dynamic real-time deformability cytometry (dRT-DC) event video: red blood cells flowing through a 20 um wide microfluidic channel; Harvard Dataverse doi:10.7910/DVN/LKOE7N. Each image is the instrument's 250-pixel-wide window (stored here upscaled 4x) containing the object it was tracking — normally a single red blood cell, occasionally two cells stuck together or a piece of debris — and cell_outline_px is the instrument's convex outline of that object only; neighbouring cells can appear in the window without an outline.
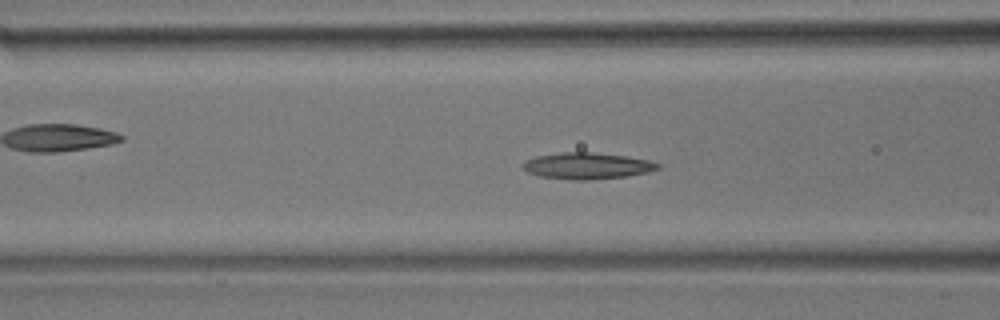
{"species": "common noctule bat (a hibernating species)", "species_latin": "Nyctalus noctula", "temperature_condition": "room temperature", "stored_images_in_passage": 24, "camera_frame_rate_fps": 3000, "um_per_image_px": 0.085, "animal": {"sex": "male", "body_mass_g": 17.9}, "frame": {"image": 1, "passage_image": 17, "time_ms": 5.333, "image_size_px": [1000, 320], "cell_outline_px": [[660, 168], [648, 172], [628, 176], [584, 180], [572, 180], [540, 176], [528, 172], [520, 168], [520, 164], [524, 160], [536, 156], [564, 152], [592, 152], [624, 156], [648, 160], [660, 164]], "centroid_in_image_um": [49.85, 14.1], "position_along_channel_um": 116.8, "area_um2": 20.81}}
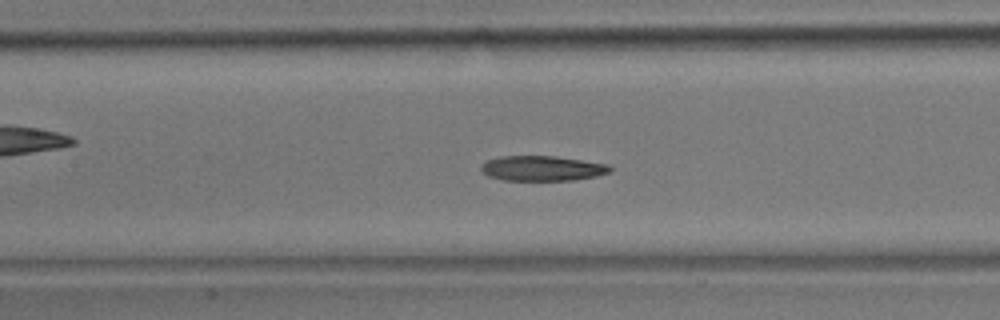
{"frame": {"image": 2, "passage_image": 20, "time_ms": 6.333, "image_size_px": [1000, 320], "cell_outline_px": [[612, 172], [596, 176], [572, 180], [504, 180], [488, 176], [480, 168], [488, 160], [500, 156], [556, 156], [608, 164], [612, 168]], "centroid_in_image_um": [46.13, 14.31], "position_along_channel_um": 161.3, "area_um2": 18.73}}